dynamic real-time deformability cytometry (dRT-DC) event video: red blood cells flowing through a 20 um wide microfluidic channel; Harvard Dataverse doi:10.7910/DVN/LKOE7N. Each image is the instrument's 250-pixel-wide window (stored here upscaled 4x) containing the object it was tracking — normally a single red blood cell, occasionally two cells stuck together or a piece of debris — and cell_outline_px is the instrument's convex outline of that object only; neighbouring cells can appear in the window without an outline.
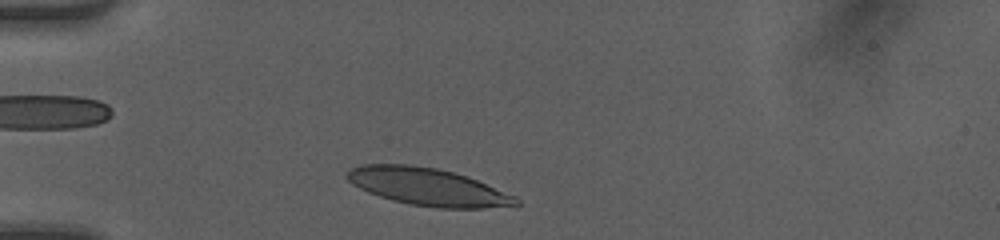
{"species": "human", "species_latin": "Homo sapiens", "temperature_condition": "room temperature", "stored_images_in_passage": 33, "camera_frame_rate_fps": 3000, "um_per_image_px": 0.085, "donor": {"sex": "female"}, "frame": {"image": 1, "passage_image": 2, "time_ms": 0.333, "image_size_px": [1000, 240], "cell_outline_px": [[520, 204], [484, 208], [436, 208], [408, 204], [392, 200], [368, 192], [352, 184], [344, 176], [352, 168], [360, 164], [412, 164], [436, 168], [452, 172], [476, 180], [516, 196], [520, 200]], "centroid_in_image_um": [36.33, 15.88], "position_along_channel_um": 48.7, "area_um2": 36.7}}
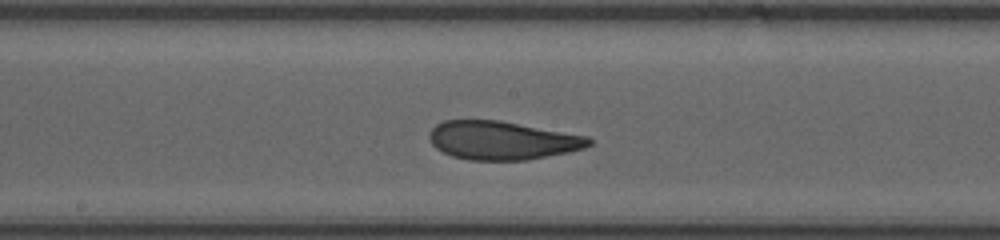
{"frame": {"image": 2, "passage_image": 15, "time_ms": 4.667, "image_size_px": [1000, 240], "cell_outline_px": [[592, 144], [584, 148], [568, 152], [528, 160], [468, 160], [452, 156], [436, 148], [432, 144], [428, 136], [428, 132], [436, 124], [444, 120], [500, 120], [588, 136], [592, 140]], "centroid_in_image_um": [42.68, 11.93], "position_along_channel_um": 205.5, "area_um2": 35.95}}
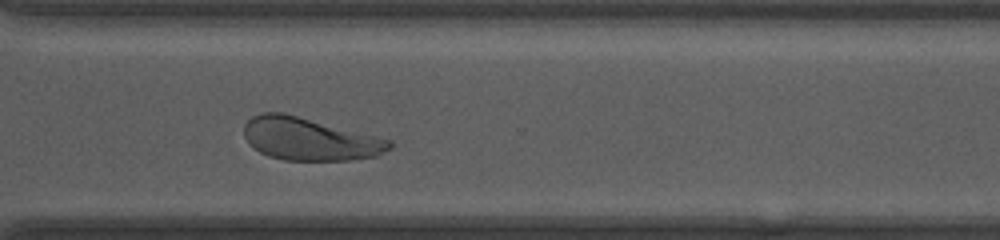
{"frame": {"image": 3, "passage_image": 25, "time_ms": 8.0, "image_size_px": [1000, 240], "cell_outline_px": [[392, 148], [376, 156], [348, 160], [284, 160], [268, 156], [252, 148], [248, 144], [244, 136], [244, 124], [252, 116], [260, 112], [284, 112], [392, 140]], "centroid_in_image_um": [26.28, 11.81], "position_along_channel_um": 344.3, "area_um2": 36.36}, "authors_computed_cell_mechanics": {"area_um2": 36.6452, "velocity_mm_per_s": 4.1784, "shape_relaxation_time_tau1_ms": 4.3615, "shape_relaxation_time_tau2_ms": 1.4044, "deformation_change_tau1": 0.1562, "deformation_change_tau2": 0.0903}}